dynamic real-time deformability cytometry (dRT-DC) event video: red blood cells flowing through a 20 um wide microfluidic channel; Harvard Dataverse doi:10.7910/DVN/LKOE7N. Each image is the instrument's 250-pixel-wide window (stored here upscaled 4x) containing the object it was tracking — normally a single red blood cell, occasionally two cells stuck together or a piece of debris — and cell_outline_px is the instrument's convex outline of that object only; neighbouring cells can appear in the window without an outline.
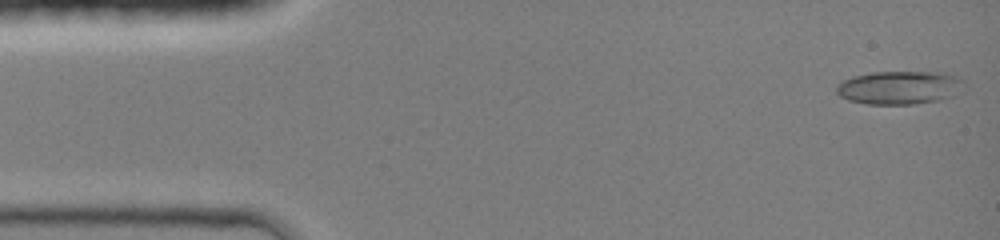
{"species": "common noctule bat (a hibernating species)", "species_latin": "Nyctalus noctula", "temperature_condition": "room temperature", "stored_images_in_passage": 44, "camera_frame_rate_fps": 3000, "um_per_image_px": 0.085, "animal": {"sex": "female", "body_mass_g": 19.0, "forearm_length_mm": 51.5}, "frame": {"image": 1, "passage_image": 1, "time_ms": 0.0, "image_size_px": [1000, 240], "cell_outline_px": [[960, 80], [952, 96], [940, 100], [912, 104], [868, 104], [848, 100], [840, 96], [836, 92], [836, 88], [844, 80], [852, 76], [872, 72], [944, 72], [956, 76]], "centroid_in_image_um": [76.35, 7.44], "position_along_channel_um": 8.7, "area_um2": 24.22}}
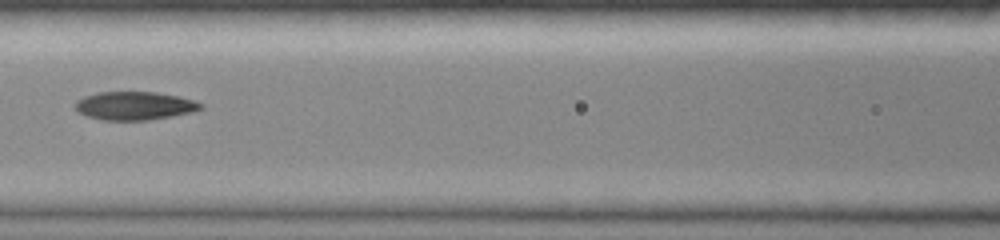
{"frame": {"image": 2, "passage_image": 19, "time_ms": 6.0, "image_size_px": [1000, 240], "cell_outline_px": [[204, 108], [192, 112], [172, 116], [148, 120], [104, 120], [88, 116], [72, 108], [72, 104], [76, 100], [84, 96], [96, 92], [156, 92], [180, 96], [196, 100], [204, 104]], "centroid_in_image_um": [11.44, 8.98], "position_along_channel_um": 155.2, "area_um2": 21.04}}
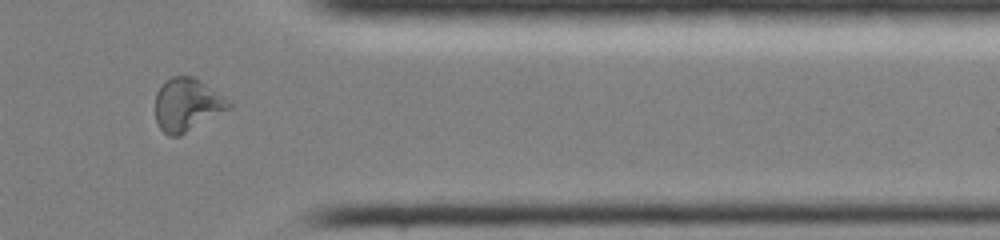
{"frame": {"image": 3, "passage_image": 36, "time_ms": 11.667, "image_size_px": [1000, 240], "cell_outline_px": [[232, 108], [180, 136], [168, 136], [160, 128], [156, 120], [156, 92], [160, 84], [164, 80], [172, 76], [192, 76], [200, 80], [232, 100]], "centroid_in_image_um": [15.93, 8.89], "position_along_channel_um": 395.5, "area_um2": 23.12}, "authors_computed_cell_mechanics": {"area_um2": 21.5305, "velocity_mm_per_s": 4.3016, "shape_relaxation_time_tau1_ms": null, "shape_relaxation_time_tau2_ms": 7.2393, "deformation_change_tau1": null, "deformation_change_tau2": 0.1276}}